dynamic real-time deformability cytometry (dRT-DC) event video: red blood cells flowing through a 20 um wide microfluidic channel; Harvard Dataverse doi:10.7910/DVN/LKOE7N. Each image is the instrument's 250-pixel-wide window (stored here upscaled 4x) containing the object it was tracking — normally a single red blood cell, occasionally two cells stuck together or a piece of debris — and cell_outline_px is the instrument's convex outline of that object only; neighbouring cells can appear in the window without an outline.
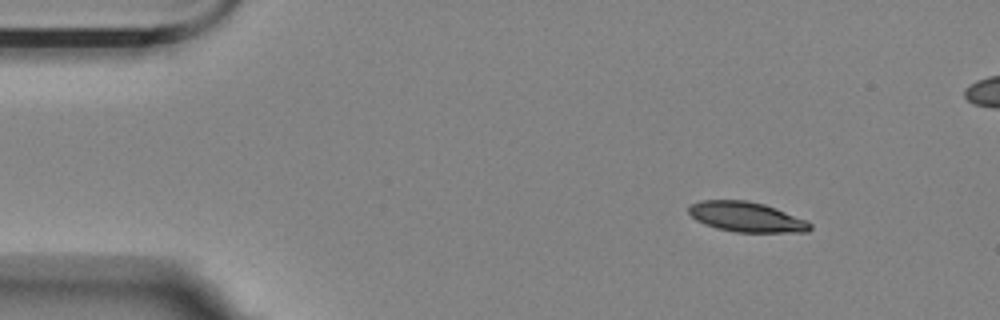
{"species": "Egyptian fruit bat (a non-hibernating species)", "species_latin": "Rousettus aegyptiacus", "temperature_condition": "room temperature", "stored_images_in_passage": 51, "camera_frame_rate_fps": 3000, "um_per_image_px": 0.085, "animal": {"sex": "female"}, "frame": {"image": 1, "passage_image": 1, "time_ms": 0.0, "image_size_px": [1000, 320], "cell_outline_px": [[812, 228], [808, 232], [736, 232], [716, 228], [704, 224], [696, 220], [688, 212], [688, 208], [692, 204], [700, 200], [748, 200], [764, 204], [776, 208], [808, 220], [812, 224]], "centroid_in_image_um": [63.48, 18.44], "position_along_channel_um": 21.5, "area_um2": 21.39}}
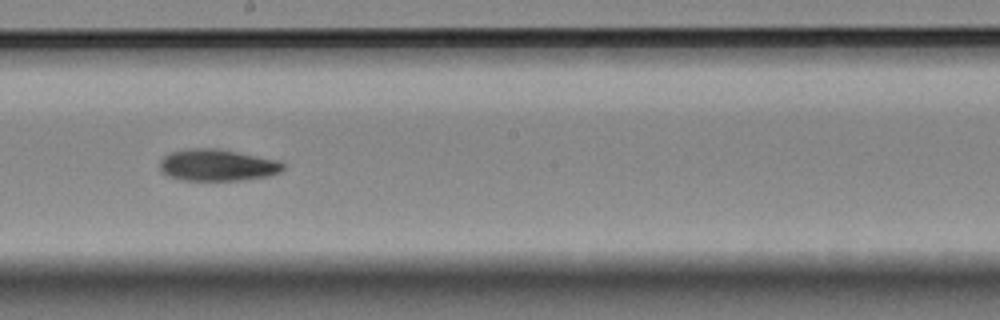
{"frame": {"image": 2, "passage_image": 25, "time_ms": 8.0, "image_size_px": [1000, 320], "cell_outline_px": [[284, 168], [280, 172], [268, 176], [240, 180], [184, 180], [168, 176], [160, 172], [160, 160], [164, 156], [172, 152], [188, 148], [216, 148], [284, 160]], "centroid_in_image_um": [18.51, 14.02], "position_along_channel_um": 229.7, "area_um2": 23.06}}
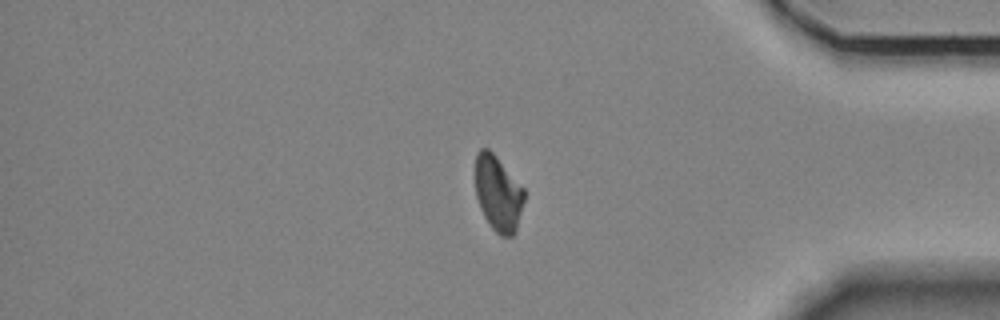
{"frame": {"image": 3, "passage_image": 41, "time_ms": 13.333, "image_size_px": [1000, 320], "cell_outline_px": [[524, 200], [516, 232], [512, 236], [500, 236], [492, 228], [484, 216], [480, 208], [476, 196], [476, 156], [480, 148], [488, 148], [496, 156], [524, 188]], "centroid_in_image_um": [42.35, 16.46], "position_along_channel_um": 392.9, "area_um2": 21.39}, "authors_computed_cell_mechanics": {"area_um2": 22.4842, "velocity_mm_per_s": 3.5311, "shape_relaxation_time_tau1_ms": 6.677, "shape_relaxation_time_tau2_ms": null, "deformation_change_tau1": 0.1529, "deformation_change_tau2": null}}